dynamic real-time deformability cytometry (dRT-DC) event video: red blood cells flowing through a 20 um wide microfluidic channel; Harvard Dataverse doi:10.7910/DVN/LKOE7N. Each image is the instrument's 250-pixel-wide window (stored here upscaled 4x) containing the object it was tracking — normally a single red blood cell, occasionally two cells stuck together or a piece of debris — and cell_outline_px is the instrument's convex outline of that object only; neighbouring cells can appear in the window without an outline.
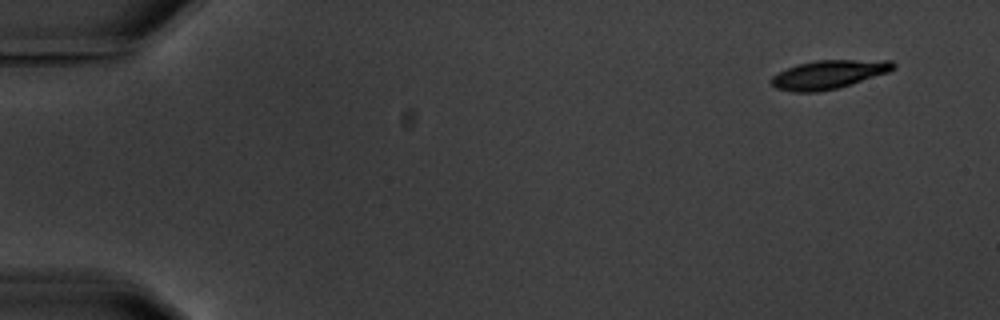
{"species": "common noctule bat (a hibernating species)", "species_latin": "Nyctalus noctula", "temperature_condition": "warm", "stored_images_in_passage": 4, "camera_frame_rate_fps": 3000, "um_per_image_px": 0.085, "animal": {"sex": "male", "body_mass_g": 20.1, "forearm_length_mm": 53.5}, "frame": {"image": 1, "passage_image": 1, "time_ms": 0.0, "image_size_px": [1000, 320], "cell_outline_px": [[896, 68], [888, 72], [840, 88], [816, 92], [792, 92], [776, 88], [768, 80], [772, 76], [788, 68], [800, 64], [816, 60], [892, 60], [896, 64]], "centroid_in_image_um": [70.45, 6.34], "position_along_channel_um": 14.5, "area_um2": 20.4}}
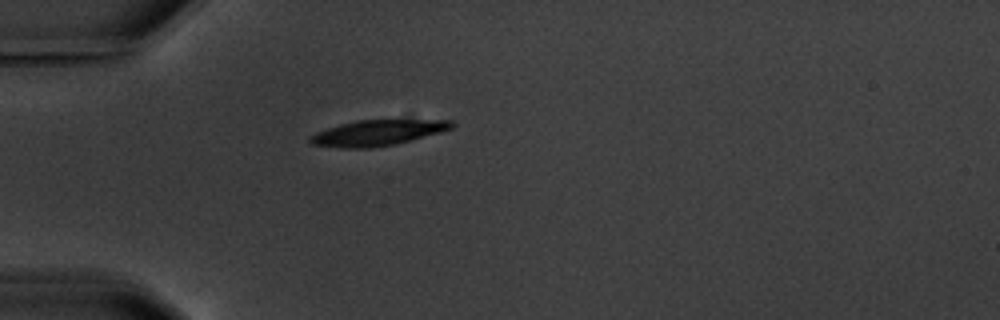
{"frame": {"image": 2, "passage_image": 4, "time_ms": 4.333, "image_size_px": [1000, 320], "cell_outline_px": [[456, 124], [452, 128], [440, 132], [412, 140], [392, 144], [368, 148], [344, 148], [312, 144], [308, 140], [308, 136], [316, 132], [340, 124], [356, 120], [452, 120]], "centroid_in_image_um": [32.08, 11.28], "position_along_channel_um": 52.9, "area_um2": 20.98}}